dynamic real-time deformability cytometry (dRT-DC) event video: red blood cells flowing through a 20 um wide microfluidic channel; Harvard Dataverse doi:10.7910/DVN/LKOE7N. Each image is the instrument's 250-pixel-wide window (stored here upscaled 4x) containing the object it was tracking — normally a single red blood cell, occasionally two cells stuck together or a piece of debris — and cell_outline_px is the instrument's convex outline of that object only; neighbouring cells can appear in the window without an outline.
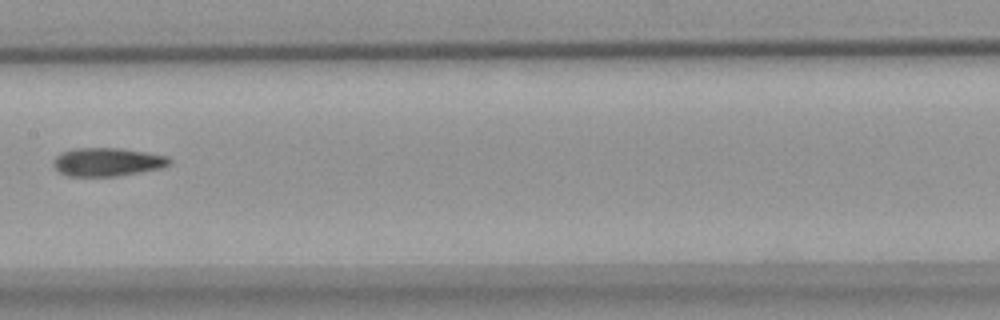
{"species": "common noctule bat (a hibernating species)", "species_latin": "Nyctalus noctula", "temperature_condition": "warm", "stored_images_in_passage": 9, "camera_frame_rate_fps": 3000, "um_per_image_px": 0.085, "animal": {"sex": "female", "body_mass_g": 18.4}, "frame": {"image": 1, "passage_image": 6, "time_ms": 6.0, "image_size_px": [1000, 320], "cell_outline_px": [[172, 164], [160, 168], [140, 172], [116, 176], [68, 176], [60, 172], [52, 164], [52, 160], [60, 152], [72, 148], [124, 148], [168, 156], [172, 160]], "centroid_in_image_um": [9.12, 13.75], "position_along_channel_um": 198.3, "area_um2": 19.42}}
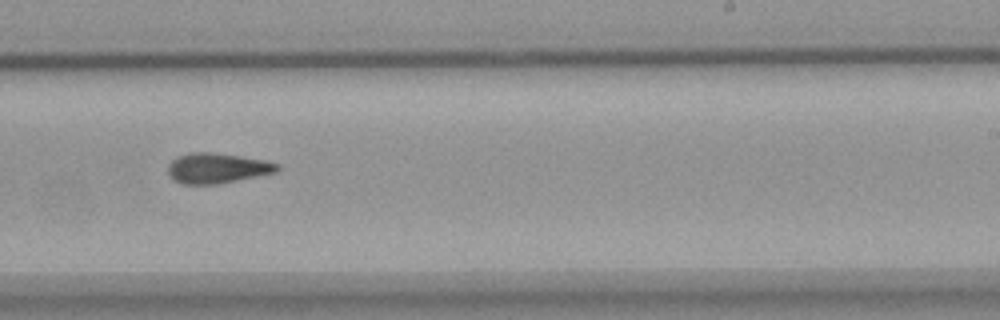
{"frame": {"image": 2, "passage_image": 8, "time_ms": 8.0, "image_size_px": [1000, 320], "cell_outline_px": [[280, 168], [276, 172], [216, 184], [180, 184], [172, 180], [168, 176], [168, 164], [176, 156], [192, 152], [212, 152], [268, 160], [280, 164]], "centroid_in_image_um": [18.43, 14.28], "position_along_channel_um": 270.6, "area_um2": 19.42}}
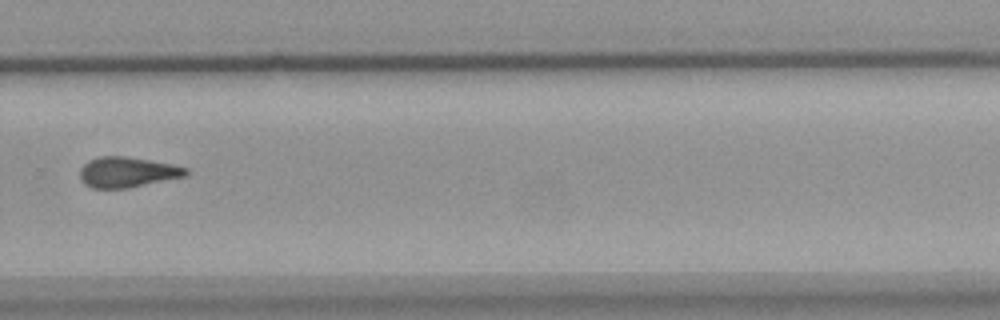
{"frame": {"image": 3, "passage_image": 9, "time_ms": 9.333, "image_size_px": [1000, 320], "cell_outline_px": [[188, 176], [128, 188], [92, 188], [84, 184], [80, 180], [80, 168], [88, 160], [100, 156], [128, 156], [172, 164], [188, 168]], "centroid_in_image_um": [10.82, 14.63], "position_along_channel_um": 319.0, "area_um2": 19.02}}